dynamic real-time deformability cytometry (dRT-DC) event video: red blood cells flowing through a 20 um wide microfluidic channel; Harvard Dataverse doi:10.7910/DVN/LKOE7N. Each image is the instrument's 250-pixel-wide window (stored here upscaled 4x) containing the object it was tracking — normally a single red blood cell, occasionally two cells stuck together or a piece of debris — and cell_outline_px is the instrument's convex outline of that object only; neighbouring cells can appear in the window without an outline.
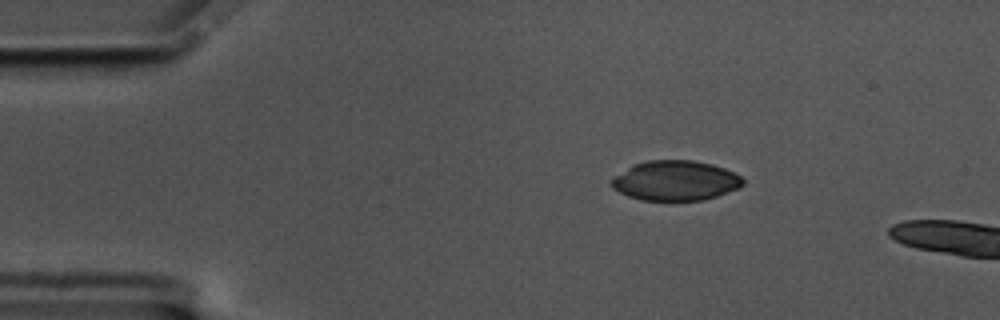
{"species": "common noctule bat (a hibernating species)", "species_latin": "Nyctalus noctula", "temperature_condition": "cold", "stored_images_in_passage": 5, "camera_frame_rate_fps": 3000, "um_per_image_px": 0.085, "animal": {"sex": "male", "body_mass_g": 17.5, "forearm_length_mm": 52.3}, "frame": {"image": 1, "passage_image": 1, "time_ms": 0.0, "image_size_px": [1000, 320], "cell_outline_px": [[744, 184], [736, 188], [716, 196], [704, 200], [640, 200], [628, 196], [612, 188], [612, 180], [616, 176], [632, 164], [648, 160], [692, 160], [712, 164], [724, 168], [740, 176], [744, 180]], "centroid_in_image_um": [57.4, 15.35], "position_along_channel_um": 27.6, "area_um2": 30.29}}